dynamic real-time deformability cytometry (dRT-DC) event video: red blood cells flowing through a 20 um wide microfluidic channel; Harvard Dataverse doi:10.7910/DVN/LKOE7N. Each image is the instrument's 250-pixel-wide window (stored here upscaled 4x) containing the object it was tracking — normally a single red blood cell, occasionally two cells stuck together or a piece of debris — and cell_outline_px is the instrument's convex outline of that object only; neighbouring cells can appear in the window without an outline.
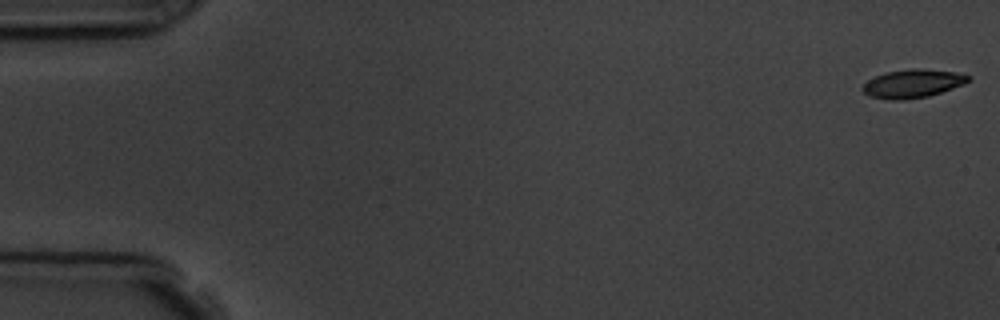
{"species": "common noctule bat (a hibernating species)", "species_latin": "Nyctalus noctula", "temperature_condition": "room temperature", "stored_images_in_passage": 3, "camera_frame_rate_fps": 3000, "um_per_image_px": 0.085, "animal": {"sex": "male", "body_mass_g": 19.5, "forearm_length_mm": 54.6}, "frame": {"image": 1, "passage_image": 1, "time_ms": 0.0, "image_size_px": [1000, 320], "cell_outline_px": [[972, 80], [964, 84], [928, 96], [904, 100], [892, 100], [868, 96], [860, 88], [868, 80], [876, 76], [888, 72], [912, 68], [920, 68], [956, 72], [972, 76]], "centroid_in_image_um": [77.6, 7.1], "position_along_channel_um": 7.4, "area_um2": 17.51}}